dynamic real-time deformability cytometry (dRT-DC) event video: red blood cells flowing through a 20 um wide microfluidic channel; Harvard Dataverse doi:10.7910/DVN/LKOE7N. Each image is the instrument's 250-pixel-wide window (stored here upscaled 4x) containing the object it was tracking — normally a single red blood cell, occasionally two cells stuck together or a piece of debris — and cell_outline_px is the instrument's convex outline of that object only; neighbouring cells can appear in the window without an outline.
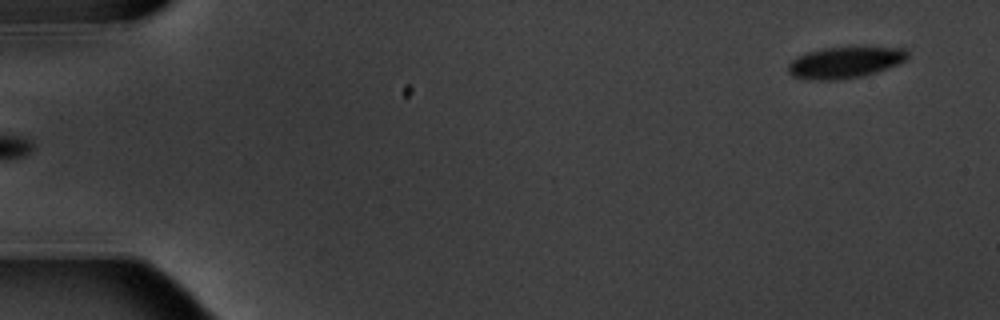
{"species": "common noctule bat (a hibernating species)", "species_latin": "Nyctalus noctula", "temperature_condition": "warm", "stored_images_in_passage": 6, "segment_of_instrument_passage": [2, 2], "camera_frame_rate_fps": 3000, "um_per_image_px": 0.085, "animal": {"sex": "male", "body_mass_g": 20.1, "forearm_length_mm": 53.5}, "frame": {"image": 1, "passage_image": 6, "time_ms": 6.0, "image_size_px": [1000, 320], "cell_outline_px": [[908, 56], [904, 60], [896, 64], [876, 72], [860, 76], [840, 80], [808, 80], [792, 76], [788, 72], [788, 64], [796, 56], [808, 52], [824, 48], [864, 44], [904, 48], [908, 52]], "centroid_in_image_um": [71.83, 5.26], "position_along_channel_um": 13.2, "area_um2": 22.6}}